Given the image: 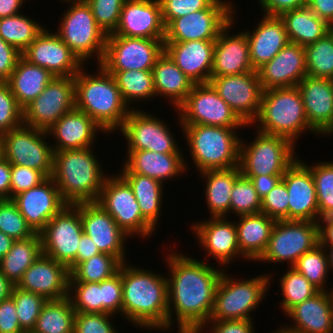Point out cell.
<instances>
[{
  "mask_svg": "<svg viewBox=\"0 0 333 333\" xmlns=\"http://www.w3.org/2000/svg\"><path fill=\"white\" fill-rule=\"evenodd\" d=\"M102 313L122 314V264L119 271L112 277L102 281Z\"/></svg>",
  "mask_w": 333,
  "mask_h": 333,
  "instance_id": "obj_58",
  "label": "cell"
},
{
  "mask_svg": "<svg viewBox=\"0 0 333 333\" xmlns=\"http://www.w3.org/2000/svg\"><path fill=\"white\" fill-rule=\"evenodd\" d=\"M26 0H0V19L19 14Z\"/></svg>",
  "mask_w": 333,
  "mask_h": 333,
  "instance_id": "obj_70",
  "label": "cell"
},
{
  "mask_svg": "<svg viewBox=\"0 0 333 333\" xmlns=\"http://www.w3.org/2000/svg\"><path fill=\"white\" fill-rule=\"evenodd\" d=\"M11 164L0 158V199H10Z\"/></svg>",
  "mask_w": 333,
  "mask_h": 333,
  "instance_id": "obj_69",
  "label": "cell"
},
{
  "mask_svg": "<svg viewBox=\"0 0 333 333\" xmlns=\"http://www.w3.org/2000/svg\"><path fill=\"white\" fill-rule=\"evenodd\" d=\"M127 152V160L122 164L120 173L141 174L165 184V181L175 179L179 175L182 177L183 172L187 170L188 164L183 154H164L149 150Z\"/></svg>",
  "mask_w": 333,
  "mask_h": 333,
  "instance_id": "obj_33",
  "label": "cell"
},
{
  "mask_svg": "<svg viewBox=\"0 0 333 333\" xmlns=\"http://www.w3.org/2000/svg\"><path fill=\"white\" fill-rule=\"evenodd\" d=\"M297 88L310 128L318 135H332L333 80L306 75Z\"/></svg>",
  "mask_w": 333,
  "mask_h": 333,
  "instance_id": "obj_27",
  "label": "cell"
},
{
  "mask_svg": "<svg viewBox=\"0 0 333 333\" xmlns=\"http://www.w3.org/2000/svg\"><path fill=\"white\" fill-rule=\"evenodd\" d=\"M253 31L244 30L249 44L252 67L257 71L272 60L289 40L283 20L279 16H262Z\"/></svg>",
  "mask_w": 333,
  "mask_h": 333,
  "instance_id": "obj_32",
  "label": "cell"
},
{
  "mask_svg": "<svg viewBox=\"0 0 333 333\" xmlns=\"http://www.w3.org/2000/svg\"><path fill=\"white\" fill-rule=\"evenodd\" d=\"M281 180L289 195L288 220L317 222L320 219L317 193L307 163L297 158Z\"/></svg>",
  "mask_w": 333,
  "mask_h": 333,
  "instance_id": "obj_22",
  "label": "cell"
},
{
  "mask_svg": "<svg viewBox=\"0 0 333 333\" xmlns=\"http://www.w3.org/2000/svg\"><path fill=\"white\" fill-rule=\"evenodd\" d=\"M61 1L70 2V1H84V0H61Z\"/></svg>",
  "mask_w": 333,
  "mask_h": 333,
  "instance_id": "obj_78",
  "label": "cell"
},
{
  "mask_svg": "<svg viewBox=\"0 0 333 333\" xmlns=\"http://www.w3.org/2000/svg\"><path fill=\"white\" fill-rule=\"evenodd\" d=\"M210 83L246 125L253 123L260 110L263 92L257 71L211 77Z\"/></svg>",
  "mask_w": 333,
  "mask_h": 333,
  "instance_id": "obj_19",
  "label": "cell"
},
{
  "mask_svg": "<svg viewBox=\"0 0 333 333\" xmlns=\"http://www.w3.org/2000/svg\"><path fill=\"white\" fill-rule=\"evenodd\" d=\"M66 3L71 6L63 13L55 33L82 63L97 56L99 65L104 56L108 35L97 25L91 7L85 0Z\"/></svg>",
  "mask_w": 333,
  "mask_h": 333,
  "instance_id": "obj_8",
  "label": "cell"
},
{
  "mask_svg": "<svg viewBox=\"0 0 333 333\" xmlns=\"http://www.w3.org/2000/svg\"><path fill=\"white\" fill-rule=\"evenodd\" d=\"M80 215L83 233L89 236L102 253L126 261L125 242L128 235L98 202H81Z\"/></svg>",
  "mask_w": 333,
  "mask_h": 333,
  "instance_id": "obj_21",
  "label": "cell"
},
{
  "mask_svg": "<svg viewBox=\"0 0 333 333\" xmlns=\"http://www.w3.org/2000/svg\"><path fill=\"white\" fill-rule=\"evenodd\" d=\"M39 234L43 254L68 267L76 259L83 234L80 203L67 204Z\"/></svg>",
  "mask_w": 333,
  "mask_h": 333,
  "instance_id": "obj_17",
  "label": "cell"
},
{
  "mask_svg": "<svg viewBox=\"0 0 333 333\" xmlns=\"http://www.w3.org/2000/svg\"><path fill=\"white\" fill-rule=\"evenodd\" d=\"M69 278L70 271L65 264L42 254L15 286L46 300H59L68 297Z\"/></svg>",
  "mask_w": 333,
  "mask_h": 333,
  "instance_id": "obj_26",
  "label": "cell"
},
{
  "mask_svg": "<svg viewBox=\"0 0 333 333\" xmlns=\"http://www.w3.org/2000/svg\"><path fill=\"white\" fill-rule=\"evenodd\" d=\"M167 253L168 329L177 322L178 333H197L211 317L216 287L224 269L211 266L206 259L174 251Z\"/></svg>",
  "mask_w": 333,
  "mask_h": 333,
  "instance_id": "obj_1",
  "label": "cell"
},
{
  "mask_svg": "<svg viewBox=\"0 0 333 333\" xmlns=\"http://www.w3.org/2000/svg\"><path fill=\"white\" fill-rule=\"evenodd\" d=\"M35 19L19 14L0 19V37L22 53L44 29Z\"/></svg>",
  "mask_w": 333,
  "mask_h": 333,
  "instance_id": "obj_44",
  "label": "cell"
},
{
  "mask_svg": "<svg viewBox=\"0 0 333 333\" xmlns=\"http://www.w3.org/2000/svg\"><path fill=\"white\" fill-rule=\"evenodd\" d=\"M225 272L227 271H223L216 287L214 307L209 320H252L251 313L268 293L272 274L237 280Z\"/></svg>",
  "mask_w": 333,
  "mask_h": 333,
  "instance_id": "obj_7",
  "label": "cell"
},
{
  "mask_svg": "<svg viewBox=\"0 0 333 333\" xmlns=\"http://www.w3.org/2000/svg\"><path fill=\"white\" fill-rule=\"evenodd\" d=\"M97 131L104 132L86 113L76 108L64 114L47 130L49 137L52 135L57 140L53 145L54 151L91 148Z\"/></svg>",
  "mask_w": 333,
  "mask_h": 333,
  "instance_id": "obj_31",
  "label": "cell"
},
{
  "mask_svg": "<svg viewBox=\"0 0 333 333\" xmlns=\"http://www.w3.org/2000/svg\"><path fill=\"white\" fill-rule=\"evenodd\" d=\"M13 286L14 285L0 271V301L11 296Z\"/></svg>",
  "mask_w": 333,
  "mask_h": 333,
  "instance_id": "obj_71",
  "label": "cell"
},
{
  "mask_svg": "<svg viewBox=\"0 0 333 333\" xmlns=\"http://www.w3.org/2000/svg\"><path fill=\"white\" fill-rule=\"evenodd\" d=\"M178 110V111H177ZM181 124L244 128L246 125L208 83L195 84L186 100L176 109Z\"/></svg>",
  "mask_w": 333,
  "mask_h": 333,
  "instance_id": "obj_13",
  "label": "cell"
},
{
  "mask_svg": "<svg viewBox=\"0 0 333 333\" xmlns=\"http://www.w3.org/2000/svg\"><path fill=\"white\" fill-rule=\"evenodd\" d=\"M323 247L326 250V254H327V258H328V264H329V269H333V246H323Z\"/></svg>",
  "mask_w": 333,
  "mask_h": 333,
  "instance_id": "obj_73",
  "label": "cell"
},
{
  "mask_svg": "<svg viewBox=\"0 0 333 333\" xmlns=\"http://www.w3.org/2000/svg\"><path fill=\"white\" fill-rule=\"evenodd\" d=\"M250 144L240 140L239 170L247 178L258 175H284L286 169L298 158L295 145L287 138L257 130Z\"/></svg>",
  "mask_w": 333,
  "mask_h": 333,
  "instance_id": "obj_9",
  "label": "cell"
},
{
  "mask_svg": "<svg viewBox=\"0 0 333 333\" xmlns=\"http://www.w3.org/2000/svg\"><path fill=\"white\" fill-rule=\"evenodd\" d=\"M307 75L333 80V39L329 33L304 47Z\"/></svg>",
  "mask_w": 333,
  "mask_h": 333,
  "instance_id": "obj_46",
  "label": "cell"
},
{
  "mask_svg": "<svg viewBox=\"0 0 333 333\" xmlns=\"http://www.w3.org/2000/svg\"><path fill=\"white\" fill-rule=\"evenodd\" d=\"M236 221L226 220V217L205 219L193 222L191 229L198 240L199 245L212 256L220 265H230L236 256L246 259L239 250ZM232 261V262H231Z\"/></svg>",
  "mask_w": 333,
  "mask_h": 333,
  "instance_id": "obj_24",
  "label": "cell"
},
{
  "mask_svg": "<svg viewBox=\"0 0 333 333\" xmlns=\"http://www.w3.org/2000/svg\"><path fill=\"white\" fill-rule=\"evenodd\" d=\"M75 108L74 77H54L23 109V124L49 130L64 114Z\"/></svg>",
  "mask_w": 333,
  "mask_h": 333,
  "instance_id": "obj_18",
  "label": "cell"
},
{
  "mask_svg": "<svg viewBox=\"0 0 333 333\" xmlns=\"http://www.w3.org/2000/svg\"><path fill=\"white\" fill-rule=\"evenodd\" d=\"M0 231L14 240L27 239L35 234L12 199H0Z\"/></svg>",
  "mask_w": 333,
  "mask_h": 333,
  "instance_id": "obj_53",
  "label": "cell"
},
{
  "mask_svg": "<svg viewBox=\"0 0 333 333\" xmlns=\"http://www.w3.org/2000/svg\"><path fill=\"white\" fill-rule=\"evenodd\" d=\"M329 291H330V297H331L332 307H333V288H331Z\"/></svg>",
  "mask_w": 333,
  "mask_h": 333,
  "instance_id": "obj_76",
  "label": "cell"
},
{
  "mask_svg": "<svg viewBox=\"0 0 333 333\" xmlns=\"http://www.w3.org/2000/svg\"><path fill=\"white\" fill-rule=\"evenodd\" d=\"M238 217L235 225L240 253L246 260L257 262L267 247L276 221L261 212Z\"/></svg>",
  "mask_w": 333,
  "mask_h": 333,
  "instance_id": "obj_36",
  "label": "cell"
},
{
  "mask_svg": "<svg viewBox=\"0 0 333 333\" xmlns=\"http://www.w3.org/2000/svg\"><path fill=\"white\" fill-rule=\"evenodd\" d=\"M150 114L138 107H132L122 127L117 131L122 132V136L126 138V151L149 150L164 154H184L167 123Z\"/></svg>",
  "mask_w": 333,
  "mask_h": 333,
  "instance_id": "obj_16",
  "label": "cell"
},
{
  "mask_svg": "<svg viewBox=\"0 0 333 333\" xmlns=\"http://www.w3.org/2000/svg\"><path fill=\"white\" fill-rule=\"evenodd\" d=\"M21 54L24 59L47 69L55 77H74L86 65L56 33L45 27Z\"/></svg>",
  "mask_w": 333,
  "mask_h": 333,
  "instance_id": "obj_20",
  "label": "cell"
},
{
  "mask_svg": "<svg viewBox=\"0 0 333 333\" xmlns=\"http://www.w3.org/2000/svg\"><path fill=\"white\" fill-rule=\"evenodd\" d=\"M233 7L230 0H214L206 9L173 19L165 27L164 42L216 40L232 20Z\"/></svg>",
  "mask_w": 333,
  "mask_h": 333,
  "instance_id": "obj_14",
  "label": "cell"
},
{
  "mask_svg": "<svg viewBox=\"0 0 333 333\" xmlns=\"http://www.w3.org/2000/svg\"><path fill=\"white\" fill-rule=\"evenodd\" d=\"M54 77L47 69L36 66L21 56L6 82L9 84L17 103L24 109Z\"/></svg>",
  "mask_w": 333,
  "mask_h": 333,
  "instance_id": "obj_37",
  "label": "cell"
},
{
  "mask_svg": "<svg viewBox=\"0 0 333 333\" xmlns=\"http://www.w3.org/2000/svg\"><path fill=\"white\" fill-rule=\"evenodd\" d=\"M215 40L164 42V51L195 84L211 79Z\"/></svg>",
  "mask_w": 333,
  "mask_h": 333,
  "instance_id": "obj_30",
  "label": "cell"
},
{
  "mask_svg": "<svg viewBox=\"0 0 333 333\" xmlns=\"http://www.w3.org/2000/svg\"><path fill=\"white\" fill-rule=\"evenodd\" d=\"M235 10L232 20L221 30L215 40L211 77L239 75L255 71L250 60L249 44L244 31L229 35L234 25Z\"/></svg>",
  "mask_w": 333,
  "mask_h": 333,
  "instance_id": "obj_28",
  "label": "cell"
},
{
  "mask_svg": "<svg viewBox=\"0 0 333 333\" xmlns=\"http://www.w3.org/2000/svg\"><path fill=\"white\" fill-rule=\"evenodd\" d=\"M328 33L330 34V36H331L332 39H333V26H329V28H328Z\"/></svg>",
  "mask_w": 333,
  "mask_h": 333,
  "instance_id": "obj_75",
  "label": "cell"
},
{
  "mask_svg": "<svg viewBox=\"0 0 333 333\" xmlns=\"http://www.w3.org/2000/svg\"><path fill=\"white\" fill-rule=\"evenodd\" d=\"M264 15L280 16L282 13L307 6V0H257Z\"/></svg>",
  "mask_w": 333,
  "mask_h": 333,
  "instance_id": "obj_64",
  "label": "cell"
},
{
  "mask_svg": "<svg viewBox=\"0 0 333 333\" xmlns=\"http://www.w3.org/2000/svg\"><path fill=\"white\" fill-rule=\"evenodd\" d=\"M92 148L54 151L51 178L67 204L96 202L109 176Z\"/></svg>",
  "mask_w": 333,
  "mask_h": 333,
  "instance_id": "obj_4",
  "label": "cell"
},
{
  "mask_svg": "<svg viewBox=\"0 0 333 333\" xmlns=\"http://www.w3.org/2000/svg\"><path fill=\"white\" fill-rule=\"evenodd\" d=\"M2 157V144H1V140H0V158Z\"/></svg>",
  "mask_w": 333,
  "mask_h": 333,
  "instance_id": "obj_77",
  "label": "cell"
},
{
  "mask_svg": "<svg viewBox=\"0 0 333 333\" xmlns=\"http://www.w3.org/2000/svg\"><path fill=\"white\" fill-rule=\"evenodd\" d=\"M319 244L318 224L312 221L277 220L262 256L257 260L287 263L292 267L305 252Z\"/></svg>",
  "mask_w": 333,
  "mask_h": 333,
  "instance_id": "obj_12",
  "label": "cell"
},
{
  "mask_svg": "<svg viewBox=\"0 0 333 333\" xmlns=\"http://www.w3.org/2000/svg\"><path fill=\"white\" fill-rule=\"evenodd\" d=\"M131 186L142 216L154 227L157 228L160 219L161 205L163 202L164 184L155 180L135 173L120 174Z\"/></svg>",
  "mask_w": 333,
  "mask_h": 333,
  "instance_id": "obj_41",
  "label": "cell"
},
{
  "mask_svg": "<svg viewBox=\"0 0 333 333\" xmlns=\"http://www.w3.org/2000/svg\"><path fill=\"white\" fill-rule=\"evenodd\" d=\"M230 212L236 216L256 214L261 212V198L258 196L253 182L240 174L231 192Z\"/></svg>",
  "mask_w": 333,
  "mask_h": 333,
  "instance_id": "obj_51",
  "label": "cell"
},
{
  "mask_svg": "<svg viewBox=\"0 0 333 333\" xmlns=\"http://www.w3.org/2000/svg\"><path fill=\"white\" fill-rule=\"evenodd\" d=\"M15 240L0 231V259L5 256Z\"/></svg>",
  "mask_w": 333,
  "mask_h": 333,
  "instance_id": "obj_72",
  "label": "cell"
},
{
  "mask_svg": "<svg viewBox=\"0 0 333 333\" xmlns=\"http://www.w3.org/2000/svg\"><path fill=\"white\" fill-rule=\"evenodd\" d=\"M91 7L97 25L109 35L118 26L122 6L126 0H85Z\"/></svg>",
  "mask_w": 333,
  "mask_h": 333,
  "instance_id": "obj_55",
  "label": "cell"
},
{
  "mask_svg": "<svg viewBox=\"0 0 333 333\" xmlns=\"http://www.w3.org/2000/svg\"><path fill=\"white\" fill-rule=\"evenodd\" d=\"M12 200L35 233H39L67 205L51 177Z\"/></svg>",
  "mask_w": 333,
  "mask_h": 333,
  "instance_id": "obj_23",
  "label": "cell"
},
{
  "mask_svg": "<svg viewBox=\"0 0 333 333\" xmlns=\"http://www.w3.org/2000/svg\"><path fill=\"white\" fill-rule=\"evenodd\" d=\"M115 77L124 102L130 104L136 100L156 98L152 70L107 71ZM148 98V99H146Z\"/></svg>",
  "mask_w": 333,
  "mask_h": 333,
  "instance_id": "obj_43",
  "label": "cell"
},
{
  "mask_svg": "<svg viewBox=\"0 0 333 333\" xmlns=\"http://www.w3.org/2000/svg\"><path fill=\"white\" fill-rule=\"evenodd\" d=\"M98 253L101 252L96 244L89 236L83 233L78 245L76 259L68 266L69 271L71 272L80 262L90 259Z\"/></svg>",
  "mask_w": 333,
  "mask_h": 333,
  "instance_id": "obj_65",
  "label": "cell"
},
{
  "mask_svg": "<svg viewBox=\"0 0 333 333\" xmlns=\"http://www.w3.org/2000/svg\"><path fill=\"white\" fill-rule=\"evenodd\" d=\"M68 291V298L76 312L102 313V281L69 282Z\"/></svg>",
  "mask_w": 333,
  "mask_h": 333,
  "instance_id": "obj_50",
  "label": "cell"
},
{
  "mask_svg": "<svg viewBox=\"0 0 333 333\" xmlns=\"http://www.w3.org/2000/svg\"><path fill=\"white\" fill-rule=\"evenodd\" d=\"M96 202L109 213L129 237L136 235L147 239L156 231L142 216L131 186L120 173L110 174L106 178Z\"/></svg>",
  "mask_w": 333,
  "mask_h": 333,
  "instance_id": "obj_11",
  "label": "cell"
},
{
  "mask_svg": "<svg viewBox=\"0 0 333 333\" xmlns=\"http://www.w3.org/2000/svg\"><path fill=\"white\" fill-rule=\"evenodd\" d=\"M262 90L294 87L307 75L304 47L288 42L258 70Z\"/></svg>",
  "mask_w": 333,
  "mask_h": 333,
  "instance_id": "obj_29",
  "label": "cell"
},
{
  "mask_svg": "<svg viewBox=\"0 0 333 333\" xmlns=\"http://www.w3.org/2000/svg\"><path fill=\"white\" fill-rule=\"evenodd\" d=\"M23 124L19 106L7 82H0V135Z\"/></svg>",
  "mask_w": 333,
  "mask_h": 333,
  "instance_id": "obj_54",
  "label": "cell"
},
{
  "mask_svg": "<svg viewBox=\"0 0 333 333\" xmlns=\"http://www.w3.org/2000/svg\"><path fill=\"white\" fill-rule=\"evenodd\" d=\"M320 246H333V215L321 217L318 221Z\"/></svg>",
  "mask_w": 333,
  "mask_h": 333,
  "instance_id": "obj_67",
  "label": "cell"
},
{
  "mask_svg": "<svg viewBox=\"0 0 333 333\" xmlns=\"http://www.w3.org/2000/svg\"><path fill=\"white\" fill-rule=\"evenodd\" d=\"M75 314L68 297L47 300L31 333H73Z\"/></svg>",
  "mask_w": 333,
  "mask_h": 333,
  "instance_id": "obj_42",
  "label": "cell"
},
{
  "mask_svg": "<svg viewBox=\"0 0 333 333\" xmlns=\"http://www.w3.org/2000/svg\"><path fill=\"white\" fill-rule=\"evenodd\" d=\"M190 156L198 172L239 165L240 136L237 128L181 124ZM240 138V139H239Z\"/></svg>",
  "mask_w": 333,
  "mask_h": 333,
  "instance_id": "obj_6",
  "label": "cell"
},
{
  "mask_svg": "<svg viewBox=\"0 0 333 333\" xmlns=\"http://www.w3.org/2000/svg\"><path fill=\"white\" fill-rule=\"evenodd\" d=\"M98 66L97 74L85 73L83 66L74 76L75 108L86 113L105 134L115 133L132 108L124 102L115 77Z\"/></svg>",
  "mask_w": 333,
  "mask_h": 333,
  "instance_id": "obj_3",
  "label": "cell"
},
{
  "mask_svg": "<svg viewBox=\"0 0 333 333\" xmlns=\"http://www.w3.org/2000/svg\"><path fill=\"white\" fill-rule=\"evenodd\" d=\"M328 24L329 26H333V19Z\"/></svg>",
  "mask_w": 333,
  "mask_h": 333,
  "instance_id": "obj_79",
  "label": "cell"
},
{
  "mask_svg": "<svg viewBox=\"0 0 333 333\" xmlns=\"http://www.w3.org/2000/svg\"><path fill=\"white\" fill-rule=\"evenodd\" d=\"M209 322V323H208ZM197 333L203 332L206 326L209 333H255L253 321L249 319L239 320H209ZM209 324V325H208Z\"/></svg>",
  "mask_w": 333,
  "mask_h": 333,
  "instance_id": "obj_61",
  "label": "cell"
},
{
  "mask_svg": "<svg viewBox=\"0 0 333 333\" xmlns=\"http://www.w3.org/2000/svg\"><path fill=\"white\" fill-rule=\"evenodd\" d=\"M280 285L283 295L280 308L285 314L296 304L302 303L320 291L294 267H289L280 277Z\"/></svg>",
  "mask_w": 333,
  "mask_h": 333,
  "instance_id": "obj_47",
  "label": "cell"
},
{
  "mask_svg": "<svg viewBox=\"0 0 333 333\" xmlns=\"http://www.w3.org/2000/svg\"><path fill=\"white\" fill-rule=\"evenodd\" d=\"M113 316L105 313L76 312L73 333H119L110 321Z\"/></svg>",
  "mask_w": 333,
  "mask_h": 333,
  "instance_id": "obj_57",
  "label": "cell"
},
{
  "mask_svg": "<svg viewBox=\"0 0 333 333\" xmlns=\"http://www.w3.org/2000/svg\"><path fill=\"white\" fill-rule=\"evenodd\" d=\"M163 52L164 40L109 34L100 65L106 71L152 70Z\"/></svg>",
  "mask_w": 333,
  "mask_h": 333,
  "instance_id": "obj_15",
  "label": "cell"
},
{
  "mask_svg": "<svg viewBox=\"0 0 333 333\" xmlns=\"http://www.w3.org/2000/svg\"><path fill=\"white\" fill-rule=\"evenodd\" d=\"M292 267L320 291H327L326 283L330 269L326 250L323 246L318 244L314 249L305 252Z\"/></svg>",
  "mask_w": 333,
  "mask_h": 333,
  "instance_id": "obj_48",
  "label": "cell"
},
{
  "mask_svg": "<svg viewBox=\"0 0 333 333\" xmlns=\"http://www.w3.org/2000/svg\"><path fill=\"white\" fill-rule=\"evenodd\" d=\"M254 122L261 124L256 125L258 131L285 137L294 145L302 133L316 134L309 126L297 86L264 90L259 113L251 125Z\"/></svg>",
  "mask_w": 333,
  "mask_h": 333,
  "instance_id": "obj_5",
  "label": "cell"
},
{
  "mask_svg": "<svg viewBox=\"0 0 333 333\" xmlns=\"http://www.w3.org/2000/svg\"><path fill=\"white\" fill-rule=\"evenodd\" d=\"M111 34L164 40L165 25L159 0H126Z\"/></svg>",
  "mask_w": 333,
  "mask_h": 333,
  "instance_id": "obj_25",
  "label": "cell"
},
{
  "mask_svg": "<svg viewBox=\"0 0 333 333\" xmlns=\"http://www.w3.org/2000/svg\"><path fill=\"white\" fill-rule=\"evenodd\" d=\"M214 0H159L165 27L176 18L206 9Z\"/></svg>",
  "mask_w": 333,
  "mask_h": 333,
  "instance_id": "obj_59",
  "label": "cell"
},
{
  "mask_svg": "<svg viewBox=\"0 0 333 333\" xmlns=\"http://www.w3.org/2000/svg\"><path fill=\"white\" fill-rule=\"evenodd\" d=\"M289 195L285 183L280 180L274 188L261 199V213L277 220H288Z\"/></svg>",
  "mask_w": 333,
  "mask_h": 333,
  "instance_id": "obj_56",
  "label": "cell"
},
{
  "mask_svg": "<svg viewBox=\"0 0 333 333\" xmlns=\"http://www.w3.org/2000/svg\"><path fill=\"white\" fill-rule=\"evenodd\" d=\"M279 17L283 20L289 42L303 47L328 33L329 24L314 14L308 6L286 11Z\"/></svg>",
  "mask_w": 333,
  "mask_h": 333,
  "instance_id": "obj_39",
  "label": "cell"
},
{
  "mask_svg": "<svg viewBox=\"0 0 333 333\" xmlns=\"http://www.w3.org/2000/svg\"><path fill=\"white\" fill-rule=\"evenodd\" d=\"M0 333H25L20 326L14 299L0 301Z\"/></svg>",
  "mask_w": 333,
  "mask_h": 333,
  "instance_id": "obj_62",
  "label": "cell"
},
{
  "mask_svg": "<svg viewBox=\"0 0 333 333\" xmlns=\"http://www.w3.org/2000/svg\"><path fill=\"white\" fill-rule=\"evenodd\" d=\"M199 173L206 180L204 194L211 218L226 217L230 213L232 188L236 178L241 174L239 166L210 169Z\"/></svg>",
  "mask_w": 333,
  "mask_h": 333,
  "instance_id": "obj_38",
  "label": "cell"
},
{
  "mask_svg": "<svg viewBox=\"0 0 333 333\" xmlns=\"http://www.w3.org/2000/svg\"><path fill=\"white\" fill-rule=\"evenodd\" d=\"M121 262L107 253H98L80 262L71 272L69 282L100 283L119 271Z\"/></svg>",
  "mask_w": 333,
  "mask_h": 333,
  "instance_id": "obj_45",
  "label": "cell"
},
{
  "mask_svg": "<svg viewBox=\"0 0 333 333\" xmlns=\"http://www.w3.org/2000/svg\"><path fill=\"white\" fill-rule=\"evenodd\" d=\"M22 54L0 37V82H6Z\"/></svg>",
  "mask_w": 333,
  "mask_h": 333,
  "instance_id": "obj_63",
  "label": "cell"
},
{
  "mask_svg": "<svg viewBox=\"0 0 333 333\" xmlns=\"http://www.w3.org/2000/svg\"><path fill=\"white\" fill-rule=\"evenodd\" d=\"M48 132L21 124L0 135L2 156L11 164L41 171L51 177L53 146L48 141Z\"/></svg>",
  "mask_w": 333,
  "mask_h": 333,
  "instance_id": "obj_10",
  "label": "cell"
},
{
  "mask_svg": "<svg viewBox=\"0 0 333 333\" xmlns=\"http://www.w3.org/2000/svg\"><path fill=\"white\" fill-rule=\"evenodd\" d=\"M11 297L14 299L21 329L25 333H31L47 300L43 296L22 290L15 285Z\"/></svg>",
  "mask_w": 333,
  "mask_h": 333,
  "instance_id": "obj_49",
  "label": "cell"
},
{
  "mask_svg": "<svg viewBox=\"0 0 333 333\" xmlns=\"http://www.w3.org/2000/svg\"><path fill=\"white\" fill-rule=\"evenodd\" d=\"M10 199L42 183L47 177L39 170L11 165Z\"/></svg>",
  "mask_w": 333,
  "mask_h": 333,
  "instance_id": "obj_60",
  "label": "cell"
},
{
  "mask_svg": "<svg viewBox=\"0 0 333 333\" xmlns=\"http://www.w3.org/2000/svg\"><path fill=\"white\" fill-rule=\"evenodd\" d=\"M42 254L39 233L27 239L15 240L9 252L0 259V271L13 285H16L24 272Z\"/></svg>",
  "mask_w": 333,
  "mask_h": 333,
  "instance_id": "obj_40",
  "label": "cell"
},
{
  "mask_svg": "<svg viewBox=\"0 0 333 333\" xmlns=\"http://www.w3.org/2000/svg\"><path fill=\"white\" fill-rule=\"evenodd\" d=\"M307 6L325 22L333 19V0H307Z\"/></svg>",
  "mask_w": 333,
  "mask_h": 333,
  "instance_id": "obj_68",
  "label": "cell"
},
{
  "mask_svg": "<svg viewBox=\"0 0 333 333\" xmlns=\"http://www.w3.org/2000/svg\"><path fill=\"white\" fill-rule=\"evenodd\" d=\"M307 166L315 183L319 217L333 215V161Z\"/></svg>",
  "mask_w": 333,
  "mask_h": 333,
  "instance_id": "obj_52",
  "label": "cell"
},
{
  "mask_svg": "<svg viewBox=\"0 0 333 333\" xmlns=\"http://www.w3.org/2000/svg\"><path fill=\"white\" fill-rule=\"evenodd\" d=\"M156 273L122 263V315L134 327L165 331L168 330L167 277Z\"/></svg>",
  "mask_w": 333,
  "mask_h": 333,
  "instance_id": "obj_2",
  "label": "cell"
},
{
  "mask_svg": "<svg viewBox=\"0 0 333 333\" xmlns=\"http://www.w3.org/2000/svg\"><path fill=\"white\" fill-rule=\"evenodd\" d=\"M328 290L319 291L292 307L285 315L293 323L286 327L302 333H333V307Z\"/></svg>",
  "mask_w": 333,
  "mask_h": 333,
  "instance_id": "obj_34",
  "label": "cell"
},
{
  "mask_svg": "<svg viewBox=\"0 0 333 333\" xmlns=\"http://www.w3.org/2000/svg\"><path fill=\"white\" fill-rule=\"evenodd\" d=\"M152 73L156 97L168 98L175 110L186 100L195 85L165 51L156 60Z\"/></svg>",
  "mask_w": 333,
  "mask_h": 333,
  "instance_id": "obj_35",
  "label": "cell"
},
{
  "mask_svg": "<svg viewBox=\"0 0 333 333\" xmlns=\"http://www.w3.org/2000/svg\"><path fill=\"white\" fill-rule=\"evenodd\" d=\"M272 333H302V332L293 330L286 326H283V327L281 326L280 328H278V330L276 329L274 332L272 331Z\"/></svg>",
  "mask_w": 333,
  "mask_h": 333,
  "instance_id": "obj_74",
  "label": "cell"
},
{
  "mask_svg": "<svg viewBox=\"0 0 333 333\" xmlns=\"http://www.w3.org/2000/svg\"><path fill=\"white\" fill-rule=\"evenodd\" d=\"M282 176L283 175H258L252 177L250 180L253 182L258 196L262 199L280 182Z\"/></svg>",
  "mask_w": 333,
  "mask_h": 333,
  "instance_id": "obj_66",
  "label": "cell"
}]
</instances>
